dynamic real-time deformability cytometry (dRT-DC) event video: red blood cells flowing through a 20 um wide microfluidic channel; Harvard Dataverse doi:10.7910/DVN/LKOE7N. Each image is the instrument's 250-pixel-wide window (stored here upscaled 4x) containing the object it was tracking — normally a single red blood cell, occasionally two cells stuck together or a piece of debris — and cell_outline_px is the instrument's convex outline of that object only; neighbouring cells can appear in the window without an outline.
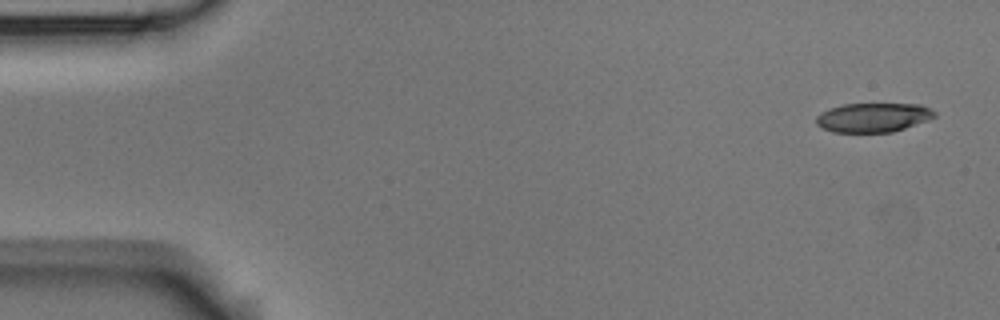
{"species": "Egyptian fruit bat (a non-hibernating species)", "species_latin": "Rousettus aegyptiacus", "temperature_condition": "room temperature", "stored_images_in_passage": 4, "camera_frame_rate_fps": 3000, "um_per_image_px": 0.085, "animal": {"sex": "male"}, "frame": {"image": 1, "passage_image": 1, "time_ms": 0.0, "image_size_px": [1000, 320], "cell_outline_px": [[936, 116], [928, 120], [892, 132], [832, 132], [816, 124], [816, 116], [820, 112], [828, 108], [844, 104], [920, 104], [936, 112]], "centroid_in_image_um": [74.19, 9.98], "position_along_channel_um": 10.8, "area_um2": 20.11}}
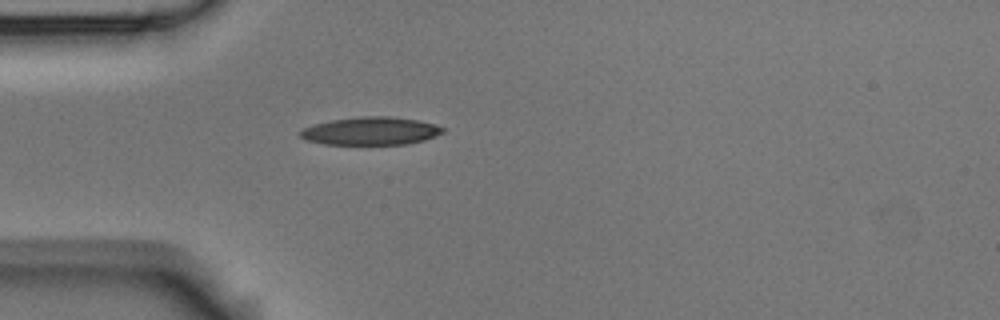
{"frame": {"image": 2, "passage_image": 4, "time_ms": 1.0, "image_size_px": [1000, 320], "cell_outline_px": [[444, 132], [436, 136], [424, 140], [408, 144], [324, 144], [304, 140], [300, 136], [300, 132], [304, 128], [312, 124], [332, 120], [360, 116], [388, 116], [416, 120], [436, 124], [444, 128]], "centroid_in_image_um": [31.51, 11.13], "position_along_channel_um": 53.5, "area_um2": 23.24}}